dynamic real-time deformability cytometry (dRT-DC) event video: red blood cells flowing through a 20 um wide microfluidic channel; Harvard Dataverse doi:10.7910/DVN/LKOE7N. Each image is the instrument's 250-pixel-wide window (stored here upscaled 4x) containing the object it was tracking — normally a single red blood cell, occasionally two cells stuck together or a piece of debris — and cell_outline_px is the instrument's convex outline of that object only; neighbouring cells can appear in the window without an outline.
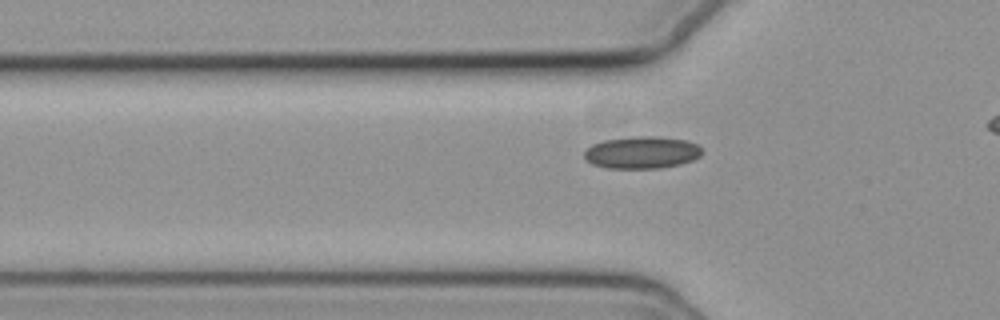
{"species": "common noctule bat (a hibernating species)", "species_latin": "Nyctalus noctula", "temperature_condition": "cold", "stored_images_in_passage": 33, "camera_frame_rate_fps": 3000, "um_per_image_px": 0.085, "animal": {"sex": "female", "body_mass_g": 19.3, "forearm_length_mm": 54.1}, "frame": {"image": 1, "passage_image": 6, "time_ms": 1.667, "image_size_px": [1000, 320], "cell_outline_px": [[700, 156], [692, 160], [680, 164], [660, 168], [608, 168], [592, 164], [584, 156], [584, 152], [592, 144], [604, 140], [636, 136], [652, 136], [688, 140], [696, 144], [700, 148]], "centroid_in_image_um": [54.55, 12.96], "position_along_channel_um": 71.3, "area_um2": 21.91}}
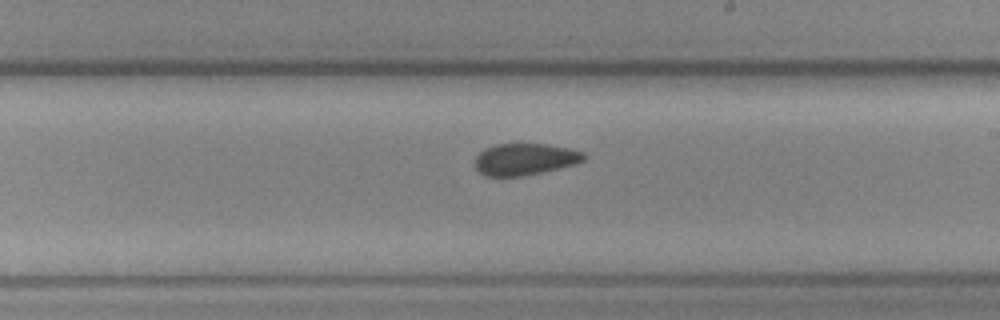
{"frame": {"image": 2, "passage_image": 20, "time_ms": 6.333, "image_size_px": [1000, 320], "cell_outline_px": [[588, 156], [584, 160], [576, 164], [524, 176], [484, 176], [476, 168], [476, 156], [484, 148], [496, 144], [544, 144], [568, 148], [584, 152]], "centroid_in_image_um": [44.63, 13.53], "position_along_channel_um": 244.4, "area_um2": 20.11}}
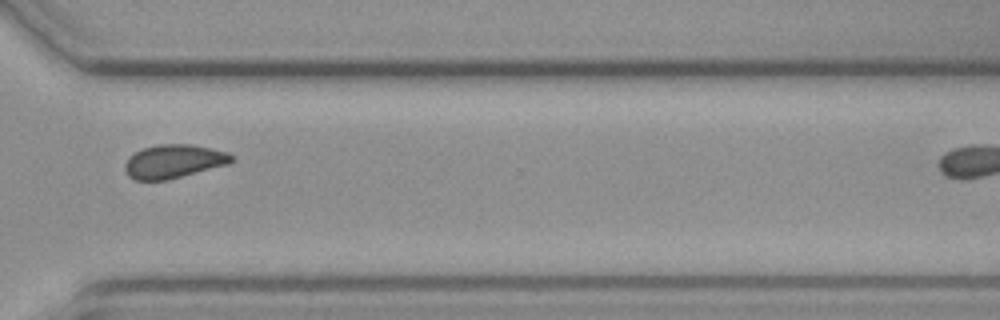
{"frame": {"image": 3, "passage_image": 29, "time_ms": 9.333, "image_size_px": [1000, 320], "cell_outline_px": [[232, 160], [228, 164], [168, 180], [136, 180], [128, 176], [124, 168], [124, 164], [128, 156], [144, 148], [156, 144], [192, 144], [228, 152], [232, 156]], "centroid_in_image_um": [14.73, 13.71], "position_along_channel_um": 355.9, "area_um2": 20.87}}